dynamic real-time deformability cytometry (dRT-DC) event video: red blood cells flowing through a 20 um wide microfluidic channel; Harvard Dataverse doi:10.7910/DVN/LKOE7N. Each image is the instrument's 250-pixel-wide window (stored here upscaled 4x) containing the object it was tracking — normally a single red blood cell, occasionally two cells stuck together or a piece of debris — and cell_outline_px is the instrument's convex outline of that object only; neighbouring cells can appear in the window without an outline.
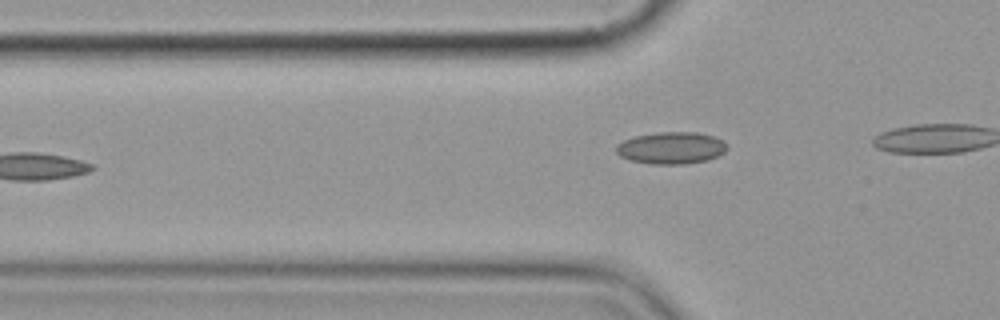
{"species": "common noctule bat (a hibernating species)", "species_latin": "Nyctalus noctula", "temperature_condition": "cold", "stored_images_in_passage": 5, "camera_frame_rate_fps": 3000, "um_per_image_px": 0.085, "animal": {"sex": "female", "body_mass_g": 19.9}, "frame": {"image": 1, "passage_image": 5, "time_ms": 5.667, "image_size_px": [1000, 320], "cell_outline_px": [[728, 148], [724, 152], [708, 160], [684, 164], [652, 164], [628, 160], [620, 156], [616, 152], [616, 144], [624, 140], [636, 136], [656, 132], [696, 132], [712, 136], [728, 144]], "centroid_in_image_um": [57.03, 12.58], "position_along_channel_um": 68.8, "area_um2": 20.69}}